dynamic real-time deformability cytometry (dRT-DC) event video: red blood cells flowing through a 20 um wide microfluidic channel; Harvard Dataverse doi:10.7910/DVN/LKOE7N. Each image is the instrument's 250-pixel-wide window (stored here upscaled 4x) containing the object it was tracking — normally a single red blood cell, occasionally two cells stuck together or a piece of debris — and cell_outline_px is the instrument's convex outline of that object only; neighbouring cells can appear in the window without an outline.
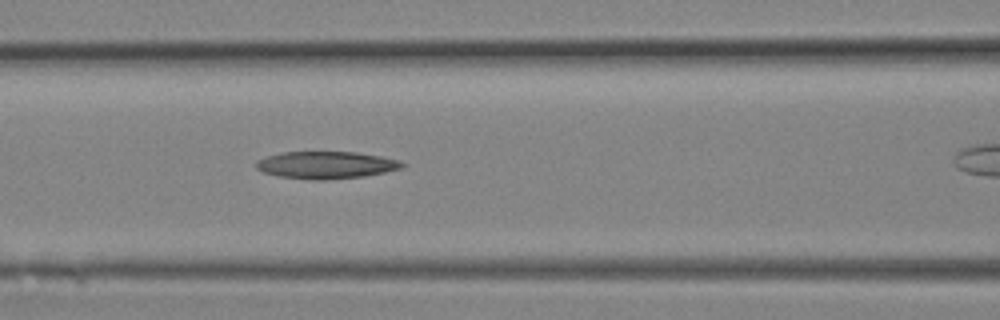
{"species": "Egyptian fruit bat (a non-hibernating species)", "species_latin": "Rousettus aegyptiacus", "temperature_condition": "room temperature", "stored_images_in_passage": 7, "camera_frame_rate_fps": 3000, "um_per_image_px": 0.085, "animal": {"sex": "female"}, "frame": {"image": 1, "passage_image": 6, "time_ms": 1.667, "image_size_px": [1000, 320], "cell_outline_px": [[404, 168], [364, 176], [324, 180], [312, 180], [280, 176], [264, 172], [256, 168], [256, 160], [264, 156], [280, 152], [356, 152], [380, 156], [400, 160], [404, 164]], "centroid_in_image_um": [27.7, 14.02], "position_along_channel_um": 138.9, "area_um2": 23.24}}